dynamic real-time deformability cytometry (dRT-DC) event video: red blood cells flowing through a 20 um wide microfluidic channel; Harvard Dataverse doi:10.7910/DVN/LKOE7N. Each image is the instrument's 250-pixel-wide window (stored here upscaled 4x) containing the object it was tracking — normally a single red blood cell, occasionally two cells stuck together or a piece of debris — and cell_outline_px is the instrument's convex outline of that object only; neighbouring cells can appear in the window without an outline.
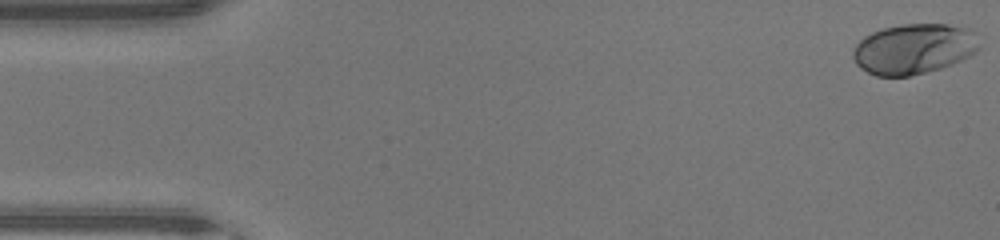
{"species": "human", "species_latin": "Homo sapiens", "temperature_condition": "warm", "stored_images_in_passage": 46, "camera_frame_rate_fps": 3000, "um_per_image_px": 0.085, "donor": {"sex": "male"}, "frame": {"image": 1, "passage_image": 1, "time_ms": 0.0, "image_size_px": [1000, 240], "cell_outline_px": [[980, 48], [976, 52], [952, 64], [940, 68], [908, 76], [876, 76], [860, 68], [856, 64], [852, 56], [852, 52], [856, 44], [864, 36], [872, 32], [884, 28], [904, 24], [948, 24], [972, 28], [976, 32]], "centroid_in_image_um": [77.69, 4.14], "position_along_channel_um": 7.3, "area_um2": 37.22}}
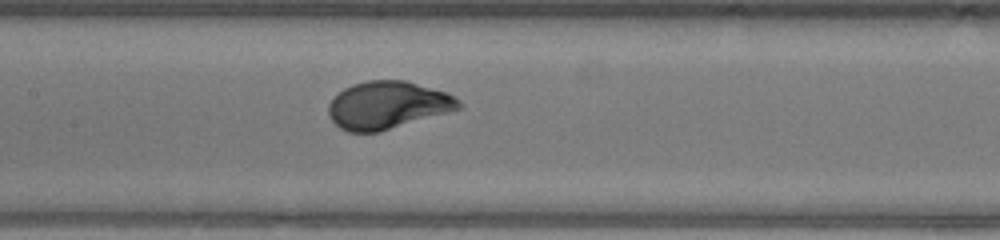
{"frame": {"image": 2, "passage_image": 22, "time_ms": 7.0, "image_size_px": [1000, 240], "cell_outline_px": [[464, 108], [380, 132], [348, 132], [340, 128], [328, 116], [328, 104], [344, 88], [352, 84], [368, 80], [404, 80], [444, 92], [456, 96], [464, 104]], "centroid_in_image_um": [32.98, 8.95], "position_along_channel_um": 174.4, "area_um2": 36.3}}
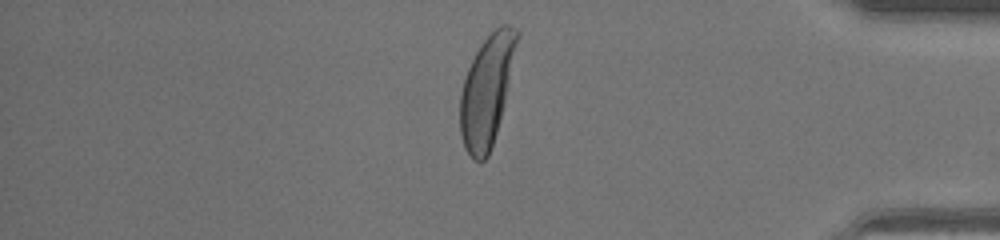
{"frame": {"image": 3, "passage_image": 39, "time_ms": 12.667, "image_size_px": [1000, 240], "cell_outline_px": [[520, 36], [496, 132], [488, 156], [484, 160], [472, 160], [464, 148], [460, 132], [460, 92], [468, 68], [480, 44], [500, 24], [508, 24], [520, 32]], "centroid_in_image_um": [41.36, 7.68], "position_along_channel_um": 393.8, "area_um2": 36.07}, "authors_computed_cell_mechanics": {"area_um2": 35.7782, "velocity_mm_per_s": 4.4549, "shape_relaxation_time_tau1_ms": 2.315, "shape_relaxation_time_tau2_ms": null, "deformation_change_tau1": 0.1641, "deformation_change_tau2": null}}